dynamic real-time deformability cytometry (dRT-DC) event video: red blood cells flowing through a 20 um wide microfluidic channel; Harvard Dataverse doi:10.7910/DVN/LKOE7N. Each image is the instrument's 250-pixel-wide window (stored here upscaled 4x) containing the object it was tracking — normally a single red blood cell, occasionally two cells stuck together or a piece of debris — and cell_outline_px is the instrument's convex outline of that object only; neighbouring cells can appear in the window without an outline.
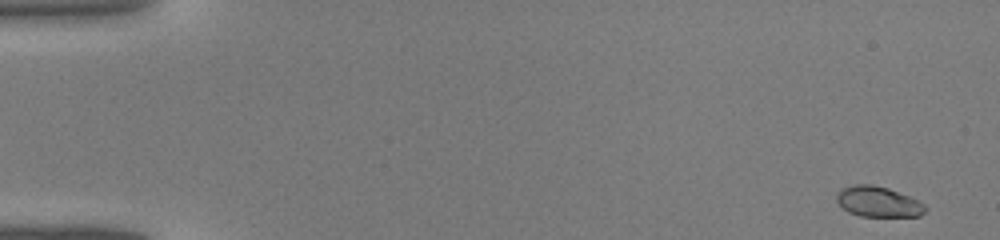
{"species": "common noctule bat (a hibernating species)", "species_latin": "Nyctalus noctula", "temperature_condition": "warm", "stored_images_in_passage": 43, "camera_frame_rate_fps": 3000, "um_per_image_px": 0.085, "animal": {"sex": "male", "body_mass_g": 19.0, "forearm_length_mm": 50.8}, "frame": {"image": 1, "passage_image": 1, "time_ms": 0.0, "image_size_px": [1000, 240], "cell_outline_px": [[928, 208], [920, 216], [860, 216], [848, 212], [836, 200], [836, 192], [844, 188], [856, 184], [872, 184], [888, 188], [908, 196], [924, 204]], "centroid_in_image_um": [74.64, 17.15], "position_along_channel_um": 10.4, "area_um2": 15.61}}
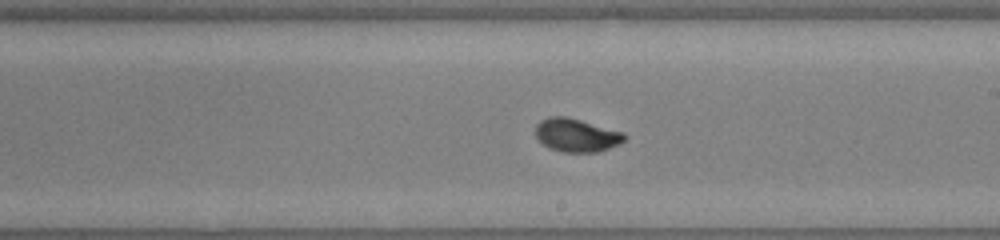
{"frame": {"image": 2, "passage_image": 25, "time_ms": 8.0, "image_size_px": [1000, 240], "cell_outline_px": [[624, 140], [620, 144], [596, 152], [564, 152], [548, 148], [536, 136], [536, 124], [540, 120], [552, 116], [564, 116], [580, 120], [624, 132]], "centroid_in_image_um": [48.98, 11.49], "position_along_channel_um": 240.0, "area_um2": 17.05}}
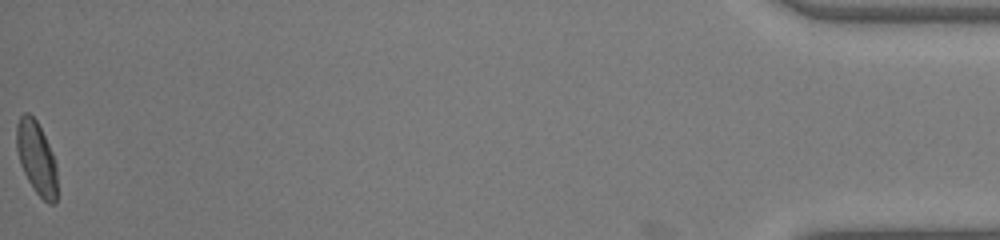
{"frame": {"image": 3, "passage_image": 43, "time_ms": 14.0, "image_size_px": [1000, 240], "cell_outline_px": [[56, 204], [48, 204], [36, 192], [28, 180], [20, 164], [16, 148], [16, 124], [20, 116], [24, 112], [28, 112], [36, 120], [52, 152], [56, 164]], "centroid_in_image_um": [3.08, 13.41], "position_along_channel_um": 432.1, "area_um2": 17.17}}